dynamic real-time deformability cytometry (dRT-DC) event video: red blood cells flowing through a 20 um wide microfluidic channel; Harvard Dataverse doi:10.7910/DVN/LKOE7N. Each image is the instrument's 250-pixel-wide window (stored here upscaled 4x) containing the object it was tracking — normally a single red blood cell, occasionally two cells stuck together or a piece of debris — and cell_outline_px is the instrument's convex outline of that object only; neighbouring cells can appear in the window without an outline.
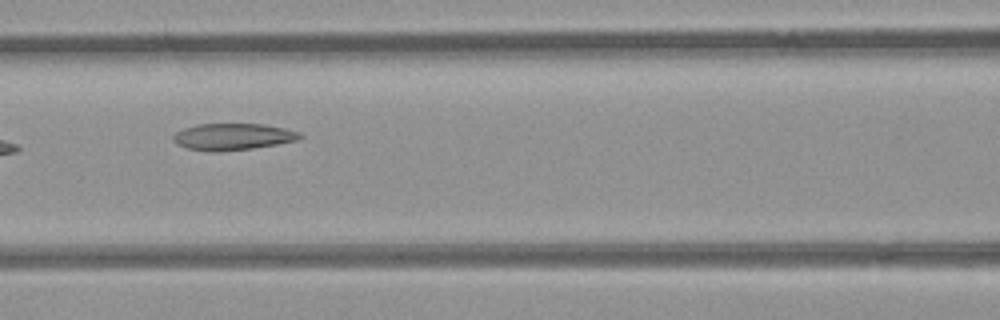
{"species": "common noctule bat (a hibernating species)", "species_latin": "Nyctalus noctula", "temperature_condition": "room temperature", "stored_images_in_passage": 5, "camera_frame_rate_fps": 3000, "um_per_image_px": 0.085, "animal": {"sex": "female", "body_mass_g": 21.9}, "frame": {"image": 1, "passage_image": 3, "time_ms": 2.333, "image_size_px": [1000, 320], "cell_outline_px": [[304, 136], [296, 140], [276, 144], [252, 148], [216, 152], [208, 152], [188, 148], [176, 144], [172, 140], [172, 136], [176, 132], [184, 128], [196, 124], [264, 124], [284, 128], [300, 132]], "centroid_in_image_um": [19.76, 11.62], "position_along_channel_um": 146.8, "area_um2": 19.71}}
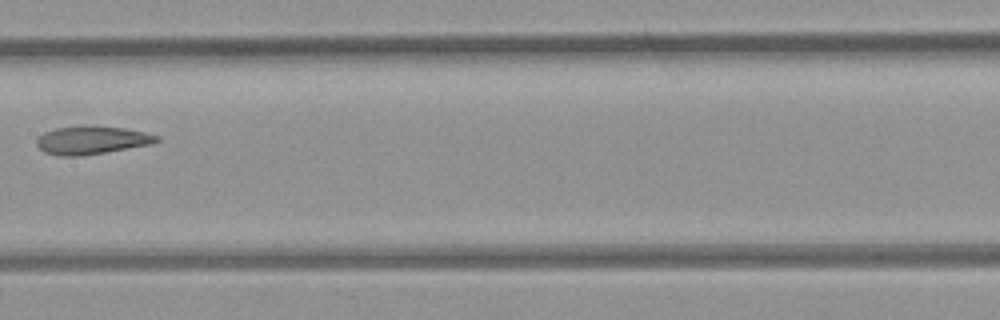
{"frame": {"image": 2, "passage_image": 4, "time_ms": 3.667, "image_size_px": [1000, 320], "cell_outline_px": [[160, 140], [152, 144], [80, 156], [60, 156], [44, 152], [36, 144], [36, 140], [44, 132], [56, 128], [124, 128], [144, 132], [160, 136]], "centroid_in_image_um": [7.81, 11.95], "position_along_channel_um": 199.6, "area_um2": 18.84}}
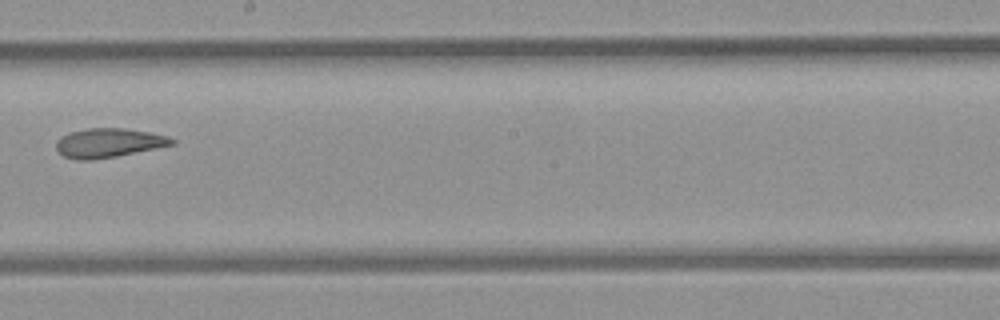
{"frame": {"image": 3, "passage_image": 5, "time_ms": 4.667, "image_size_px": [1000, 320], "cell_outline_px": [[176, 144], [116, 156], [92, 160], [76, 160], [64, 156], [56, 148], [56, 140], [60, 136], [68, 132], [88, 128], [124, 128], [148, 132], [168, 136], [176, 140]], "centroid_in_image_um": [9.21, 12.14], "position_along_channel_um": 239.0, "area_um2": 19.71}}